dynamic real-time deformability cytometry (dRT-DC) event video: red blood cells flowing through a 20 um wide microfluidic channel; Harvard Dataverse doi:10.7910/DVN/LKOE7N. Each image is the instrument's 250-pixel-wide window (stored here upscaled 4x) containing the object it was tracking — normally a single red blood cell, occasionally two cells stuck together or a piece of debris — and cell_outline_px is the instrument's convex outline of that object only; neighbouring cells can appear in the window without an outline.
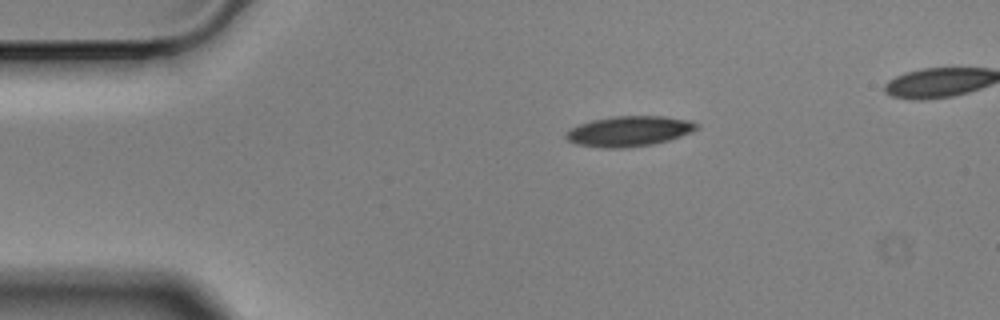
{"species": "Egyptian fruit bat (a non-hibernating species)", "species_latin": "Rousettus aegyptiacus", "temperature_condition": "cold", "stored_images_in_passage": 8, "camera_frame_rate_fps": 3000, "um_per_image_px": 0.085, "animal": {"sex": "male"}, "frame": {"image": 1, "passage_image": 1, "time_ms": 0.0, "image_size_px": [1000, 320], "cell_outline_px": [[700, 128], [692, 132], [668, 140], [652, 144], [628, 148], [600, 148], [576, 144], [568, 140], [564, 136], [572, 128], [580, 124], [592, 120], [616, 116], [664, 116], [692, 120], [700, 124]], "centroid_in_image_um": [53.53, 11.15], "position_along_channel_um": 31.5, "area_um2": 23.18}}
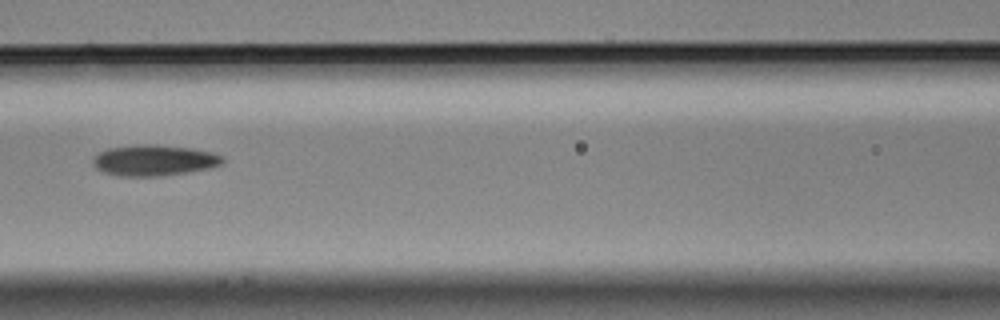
{"frame": {"image": 2, "passage_image": 5, "time_ms": 1.333, "image_size_px": [1000, 320], "cell_outline_px": [[224, 164], [212, 168], [188, 172], [160, 176], [120, 176], [104, 172], [96, 168], [92, 164], [92, 160], [100, 152], [108, 148], [136, 144], [152, 144], [192, 148], [212, 152], [224, 156]], "centroid_in_image_um": [13.14, 13.62], "position_along_channel_um": 153.5, "area_um2": 23.58}}
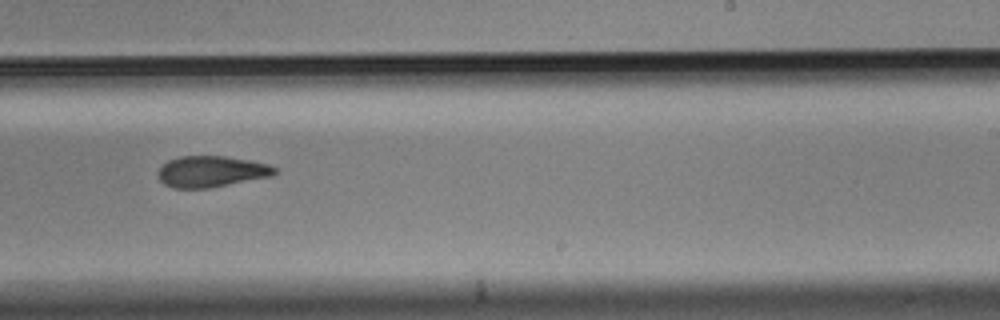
{"frame": {"image": 3, "passage_image": 8, "time_ms": 2.333, "image_size_px": [1000, 320], "cell_outline_px": [[276, 172], [272, 176], [208, 188], [172, 188], [164, 184], [160, 180], [160, 168], [168, 160], [180, 156], [224, 156], [248, 160], [268, 164], [276, 168]], "centroid_in_image_um": [17.97, 14.58], "position_along_channel_um": 271.0, "area_um2": 20.92}}